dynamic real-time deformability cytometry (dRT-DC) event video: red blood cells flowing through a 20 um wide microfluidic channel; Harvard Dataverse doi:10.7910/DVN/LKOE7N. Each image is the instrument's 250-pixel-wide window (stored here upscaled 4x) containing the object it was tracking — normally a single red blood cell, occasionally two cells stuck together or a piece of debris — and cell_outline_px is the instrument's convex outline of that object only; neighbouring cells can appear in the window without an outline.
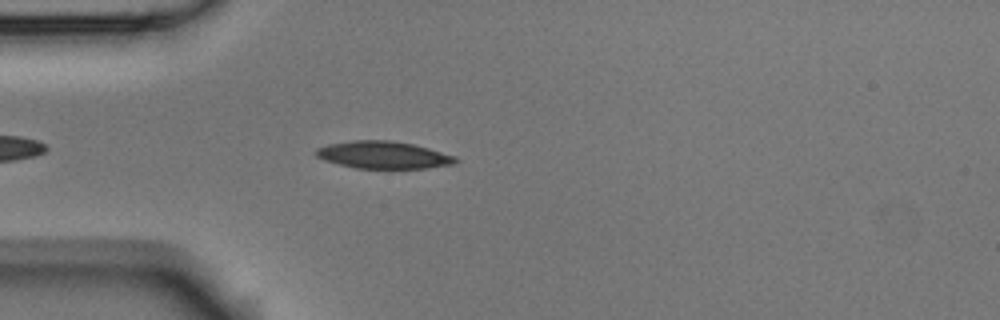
{"species": "Egyptian fruit bat (a non-hibernating species)", "species_latin": "Rousettus aegyptiacus", "temperature_condition": "room temperature", "stored_images_in_passage": 17, "camera_frame_rate_fps": 3000, "um_per_image_px": 0.085, "animal": {"sex": "male"}, "frame": {"image": 1, "passage_image": 6, "time_ms": 1.667, "image_size_px": [1000, 320], "cell_outline_px": [[460, 160], [452, 164], [424, 168], [356, 168], [324, 160], [316, 156], [312, 152], [316, 148], [328, 144], [352, 140], [392, 140], [412, 144], [428, 148], [456, 156]], "centroid_in_image_um": [32.55, 13.16], "position_along_channel_um": 52.4, "area_um2": 22.2}}
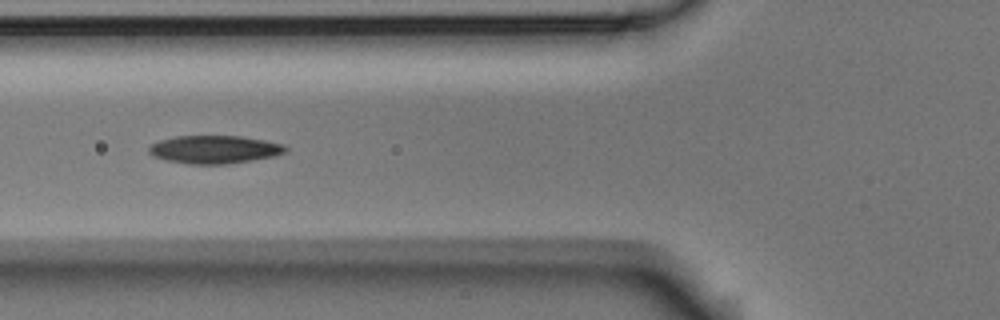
{"frame": {"image": 2, "passage_image": 11, "time_ms": 3.333, "image_size_px": [1000, 320], "cell_outline_px": [[288, 152], [272, 156], [252, 160], [228, 164], [188, 164], [168, 160], [152, 156], [148, 152], [148, 148], [152, 144], [160, 140], [176, 136], [240, 136], [264, 140], [284, 144], [288, 148]], "centroid_in_image_um": [18.24, 12.7], "position_along_channel_um": 107.6, "area_um2": 22.31}}
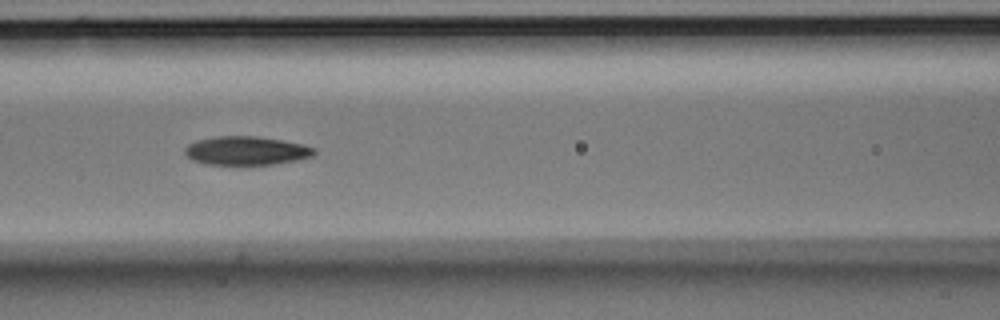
{"frame": {"image": 3, "passage_image": 14, "time_ms": 4.333, "image_size_px": [1000, 320], "cell_outline_px": [[316, 152], [312, 156], [272, 164], [208, 164], [192, 160], [184, 152], [184, 148], [188, 144], [196, 140], [216, 136], [256, 136], [284, 140], [316, 148]], "centroid_in_image_um": [20.9, 12.79], "position_along_channel_um": 145.7, "area_um2": 21.39}}